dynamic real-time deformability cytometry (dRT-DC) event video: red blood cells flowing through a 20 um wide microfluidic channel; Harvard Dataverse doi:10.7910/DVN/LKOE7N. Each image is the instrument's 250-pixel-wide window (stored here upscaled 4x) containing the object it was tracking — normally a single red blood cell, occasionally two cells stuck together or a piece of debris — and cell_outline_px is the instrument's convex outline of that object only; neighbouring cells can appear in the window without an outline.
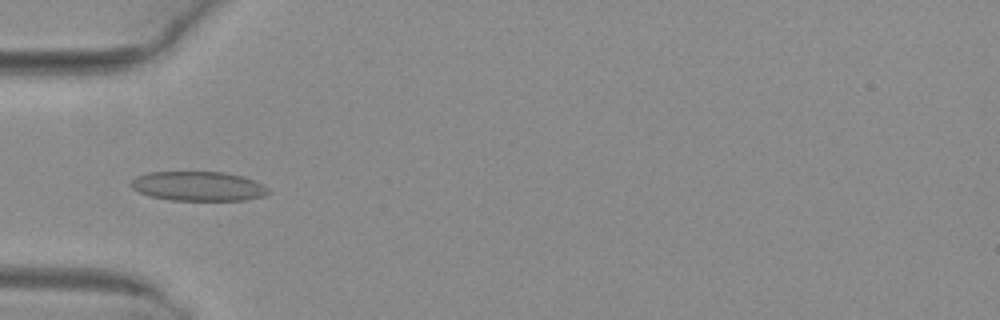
{"species": "common noctule bat (a hibernating species)", "species_latin": "Nyctalus noctula", "temperature_condition": "warm", "stored_images_in_passage": 52, "camera_frame_rate_fps": 3000, "um_per_image_px": 0.085, "animal": {"sex": "female", "body_mass_g": 29.2, "forearm_length_mm": 56.3}, "frame": {"image": 1, "passage_image": 18, "time_ms": 5.667, "image_size_px": [1000, 320], "cell_outline_px": [[272, 192], [264, 196], [244, 200], [168, 200], [148, 196], [132, 188], [132, 180], [136, 176], [148, 172], [224, 172], [244, 176], [256, 180], [264, 184]], "centroid_in_image_um": [16.9, 15.82], "position_along_channel_um": 68.1, "area_um2": 23.81}}
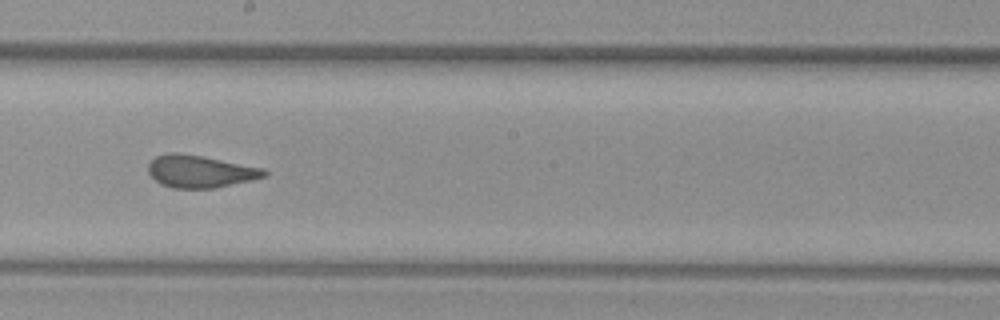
{"frame": {"image": 2, "passage_image": 30, "time_ms": 9.667, "image_size_px": [1000, 320], "cell_outline_px": [[268, 176], [252, 180], [216, 188], [172, 188], [160, 184], [148, 172], [148, 164], [156, 156], [168, 152], [176, 152], [204, 156], [264, 168], [268, 172]], "centroid_in_image_um": [17.04, 14.56], "position_along_channel_um": 231.2, "area_um2": 22.08}}
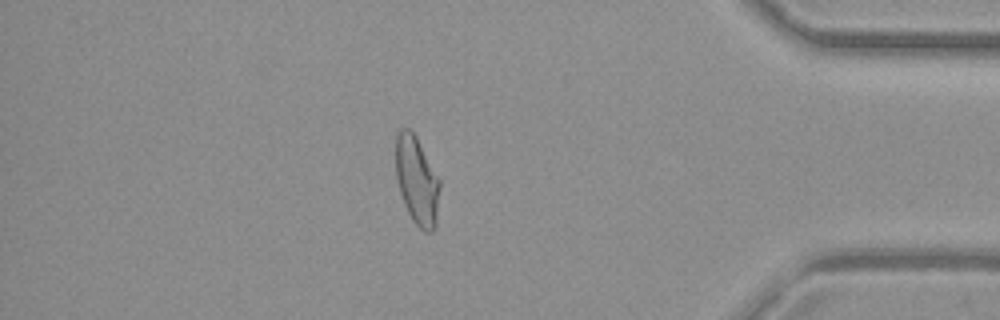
{"frame": {"image": 3, "passage_image": 45, "time_ms": 14.667, "image_size_px": [1000, 320], "cell_outline_px": [[440, 188], [436, 224], [432, 232], [424, 232], [412, 220], [404, 204], [396, 180], [396, 136], [400, 128], [408, 128], [416, 136], [440, 180]], "centroid_in_image_um": [35.43, 15.36], "position_along_channel_um": 399.8, "area_um2": 22.66}, "authors_computed_cell_mechanics": {"area_um2": 23.0911, "velocity_mm_per_s": 4.076, "shape_relaxation_time_tau1_ms": null, "shape_relaxation_time_tau2_ms": 0.9904, "deformation_change_tau1": null, "deformation_change_tau2": 0.0745}}